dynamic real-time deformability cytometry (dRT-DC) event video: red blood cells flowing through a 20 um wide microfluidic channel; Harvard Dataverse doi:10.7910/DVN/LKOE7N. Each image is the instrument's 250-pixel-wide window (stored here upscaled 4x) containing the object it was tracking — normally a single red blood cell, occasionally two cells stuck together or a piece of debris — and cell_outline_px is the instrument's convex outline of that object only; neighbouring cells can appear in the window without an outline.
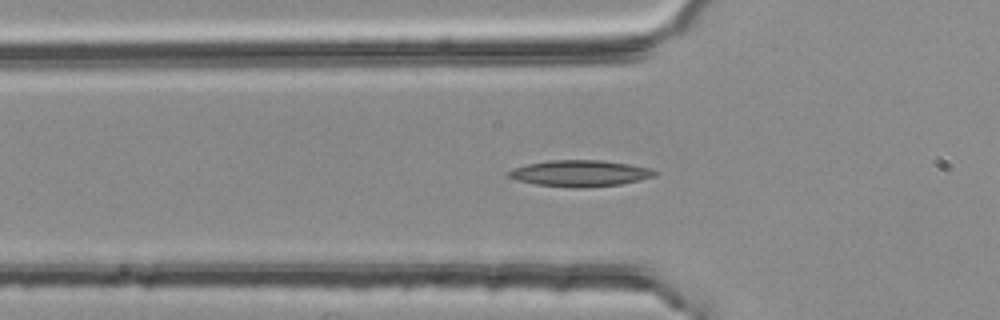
{"species": "common noctule bat (a hibernating species)", "species_latin": "Nyctalus noctula", "temperature_condition": "room temperature", "stored_images_in_passage": 52, "segment_of_instrument_passage": [1, 2], "camera_frame_rate_fps": 3000, "um_per_image_px": 0.085, "animal": {"sex": "female", "body_mass_g": 25.1}, "frame": {"image": 1, "passage_image": 15, "time_ms": 4.667, "image_size_px": [1000, 320], "cell_outline_px": [[660, 172], [656, 176], [640, 180], [620, 184], [584, 188], [572, 188], [536, 184], [516, 180], [508, 176], [508, 172], [512, 168], [528, 164], [548, 160], [600, 160], [628, 164], [652, 168]], "centroid_in_image_um": [49.33, 14.73], "position_along_channel_um": 76.5, "area_um2": 22.54}}
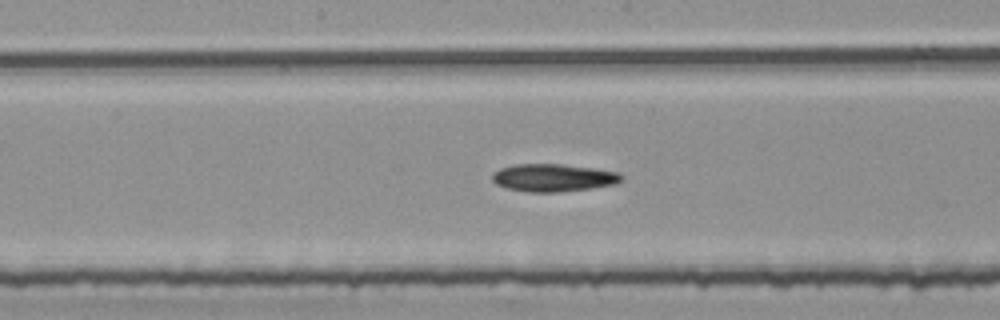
{"frame": {"image": 2, "passage_image": 25, "time_ms": 8.0, "image_size_px": [1000, 320], "cell_outline_px": [[624, 180], [616, 184], [560, 192], [528, 192], [508, 188], [496, 184], [492, 180], [492, 172], [500, 168], [516, 164], [560, 164], [592, 168], [620, 172], [624, 176]], "centroid_in_image_um": [47.04, 15.1], "position_along_channel_um": 201.2, "area_um2": 20.87}}
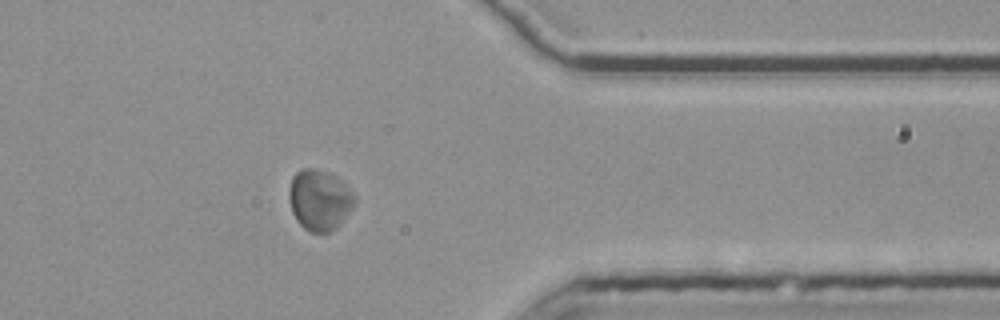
{"frame": {"image": 3, "passage_image": 41, "time_ms": 13.333, "image_size_px": [1000, 320], "cell_outline_px": [[356, 200], [352, 208], [340, 224], [336, 228], [328, 232], [308, 232], [296, 220], [292, 212], [288, 200], [288, 188], [292, 176], [296, 172], [304, 168], [316, 168], [332, 176], [348, 188], [356, 196]], "centroid_in_image_um": [27.11, 17.02], "position_along_channel_um": 384.3, "area_um2": 23.06}}